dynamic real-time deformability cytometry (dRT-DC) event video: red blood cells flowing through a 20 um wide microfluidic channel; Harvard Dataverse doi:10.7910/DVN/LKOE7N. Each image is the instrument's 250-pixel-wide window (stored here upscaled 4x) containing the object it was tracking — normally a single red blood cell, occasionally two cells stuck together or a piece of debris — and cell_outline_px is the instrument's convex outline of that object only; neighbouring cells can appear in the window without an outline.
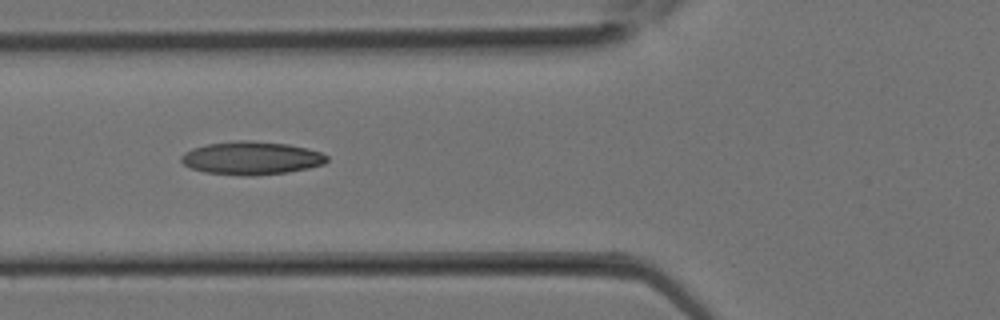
{"species": "Egyptian fruit bat (a non-hibernating species)", "species_latin": "Rousettus aegyptiacus", "temperature_condition": "room temperature", "stored_images_in_passage": 5, "camera_frame_rate_fps": 3000, "um_per_image_px": 0.085, "animal": {"sex": "female"}, "frame": {"image": 1, "passage_image": 2, "time_ms": 0.333, "image_size_px": [1000, 320], "cell_outline_px": [[328, 160], [324, 164], [308, 168], [288, 172], [252, 176], [248, 176], [204, 172], [192, 168], [184, 164], [180, 160], [180, 156], [184, 152], [192, 148], [208, 144], [236, 140], [252, 140], [288, 144], [308, 148], [320, 152], [328, 156]], "centroid_in_image_um": [21.37, 13.43], "position_along_channel_um": 104.4, "area_um2": 28.26}}
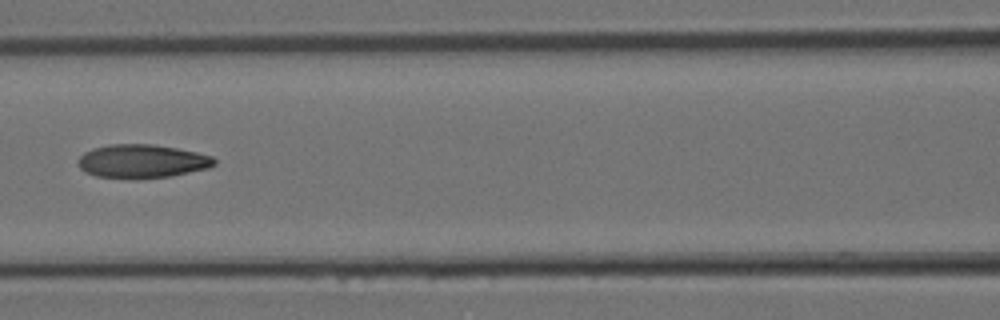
{"frame": {"image": 2, "passage_image": 4, "time_ms": 1.0, "image_size_px": [1000, 320], "cell_outline_px": [[216, 164], [208, 168], [172, 176], [132, 180], [96, 176], [84, 172], [76, 164], [80, 156], [84, 152], [92, 148], [108, 144], [152, 144], [176, 148], [196, 152], [212, 156], [216, 160]], "centroid_in_image_um": [12.03, 13.72], "position_along_channel_um": 154.6, "area_um2": 27.11}}